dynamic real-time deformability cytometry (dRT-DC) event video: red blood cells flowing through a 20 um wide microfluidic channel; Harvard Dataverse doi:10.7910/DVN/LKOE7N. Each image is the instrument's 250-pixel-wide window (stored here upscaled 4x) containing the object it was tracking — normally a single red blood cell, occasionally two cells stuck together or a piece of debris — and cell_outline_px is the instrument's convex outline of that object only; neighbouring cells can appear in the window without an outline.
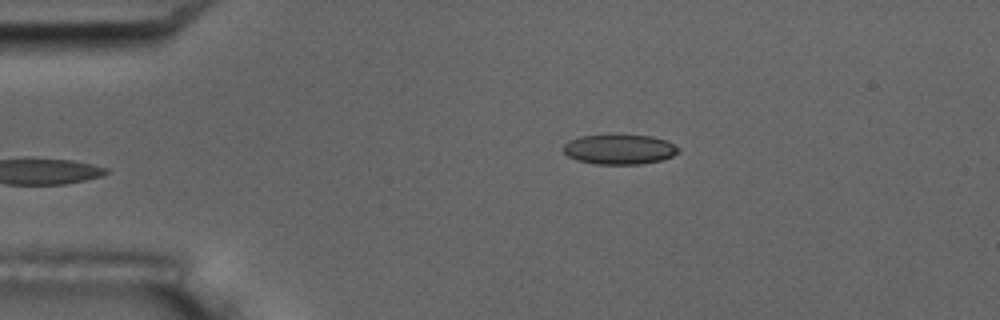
{"species": "common noctule bat (a hibernating species)", "species_latin": "Nyctalus noctula", "temperature_condition": "room temperature", "stored_images_in_passage": 4, "camera_frame_rate_fps": 3000, "um_per_image_px": 0.085, "animal": {"sex": "male", "body_mass_g": 17.5, "forearm_length_mm": 52.3}, "frame": {"image": 1, "passage_image": 4, "time_ms": 3.333, "image_size_px": [1000, 320], "cell_outline_px": [[680, 152], [672, 156], [660, 160], [640, 164], [596, 164], [576, 160], [568, 156], [564, 152], [564, 144], [568, 140], [580, 136], [652, 136], [668, 140], [680, 148]], "centroid_in_image_um": [52.67, 12.7], "position_along_channel_um": 32.3, "area_um2": 19.88}}